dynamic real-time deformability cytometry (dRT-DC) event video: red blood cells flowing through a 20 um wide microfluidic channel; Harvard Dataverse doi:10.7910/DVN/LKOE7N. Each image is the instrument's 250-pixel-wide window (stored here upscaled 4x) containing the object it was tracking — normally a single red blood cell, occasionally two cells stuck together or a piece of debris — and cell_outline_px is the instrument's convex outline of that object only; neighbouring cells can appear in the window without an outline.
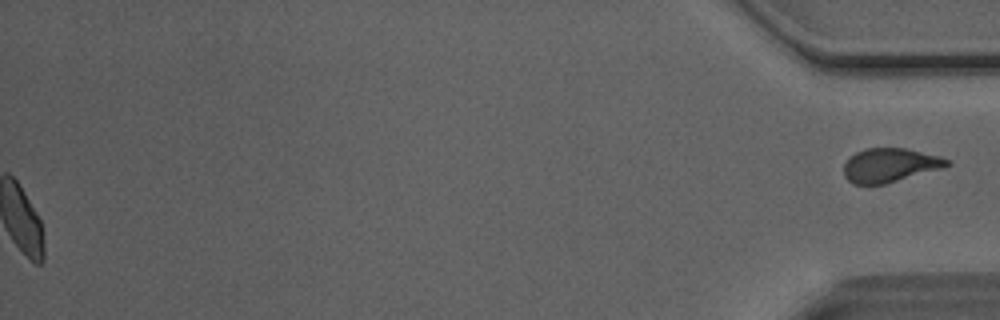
{"species": "Egyptian fruit bat (a non-hibernating species)", "species_latin": "Rousettus aegyptiacus", "temperature_condition": "room temperature", "stored_images_in_passage": 49, "segment_of_instrument_passage": [2, 2], "camera_frame_rate_fps": 3000, "um_per_image_px": 0.085, "animal": {"sex": "male"}, "frame": {"image": 1, "passage_image": 49, "time_ms": 16.0, "image_size_px": [1000, 320], "cell_outline_px": [[952, 164], [944, 168], [884, 184], [852, 184], [844, 176], [844, 164], [856, 152], [868, 148], [904, 148], [940, 156], [948, 160]], "centroid_in_image_um": [75.66, 14.05], "position_along_channel_um": 359.5, "area_um2": 20.29}}